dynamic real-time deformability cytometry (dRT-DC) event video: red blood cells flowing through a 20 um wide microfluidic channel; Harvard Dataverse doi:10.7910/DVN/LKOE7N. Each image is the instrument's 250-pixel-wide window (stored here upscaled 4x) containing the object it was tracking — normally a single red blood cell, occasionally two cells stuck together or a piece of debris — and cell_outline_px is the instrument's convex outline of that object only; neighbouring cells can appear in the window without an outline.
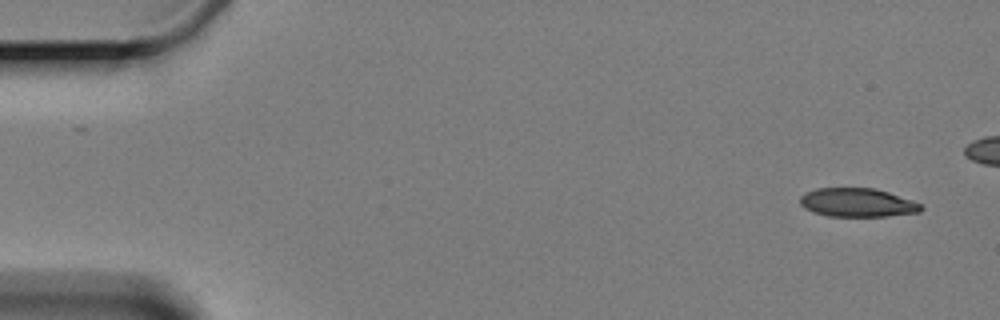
{"species": "Egyptian fruit bat (a non-hibernating species)", "species_latin": "Rousettus aegyptiacus", "temperature_condition": "cold", "stored_images_in_passage": 2, "camera_frame_rate_fps": 3000, "um_per_image_px": 0.085, "animal": {"sex": "female"}, "frame": {"image": 1, "passage_image": 1, "time_ms": 0.0, "image_size_px": [1000, 320], "cell_outline_px": [[924, 208], [920, 212], [888, 216], [828, 216], [812, 212], [804, 208], [800, 204], [800, 196], [816, 188], [872, 188], [888, 192], [920, 204]], "centroid_in_image_um": [72.85, 17.23], "position_along_channel_um": 12.2, "area_um2": 20.06}}